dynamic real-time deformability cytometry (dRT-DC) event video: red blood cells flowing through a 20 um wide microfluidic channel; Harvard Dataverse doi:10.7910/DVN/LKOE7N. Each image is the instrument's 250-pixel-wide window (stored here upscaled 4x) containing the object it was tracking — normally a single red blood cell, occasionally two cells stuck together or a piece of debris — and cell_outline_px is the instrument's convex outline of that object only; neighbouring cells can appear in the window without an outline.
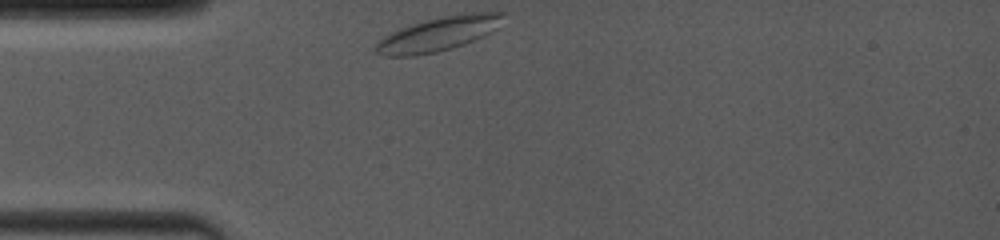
{"species": "common noctule bat (a hibernating species)", "species_latin": "Nyctalus noctula", "temperature_condition": "room temperature", "stored_images_in_passage": 11, "camera_frame_rate_fps": 4000, "um_per_image_px": 0.085, "animal": {"sex": "female", "body_mass_g": 19.0, "forearm_length_mm": 53.3}, "frame": {"image": 1, "passage_image": 1, "time_ms": 0.0, "image_size_px": [1000, 240], "cell_outline_px": [[508, 12], [496, 28], [492, 32], [464, 44], [452, 48], [436, 52], [412, 56], [384, 56], [376, 52], [376, 44], [384, 36], [392, 32], [412, 24], [424, 20], [440, 16], [464, 12]], "centroid_in_image_um": [37.31, 2.86], "position_along_channel_um": 47.7, "area_um2": 25.32}}
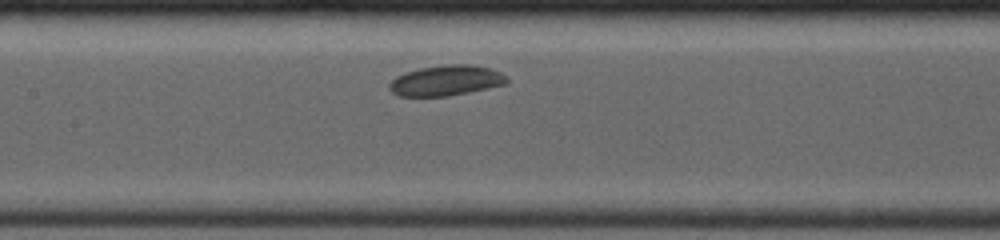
{"frame": {"image": 2, "passage_image": 8, "time_ms": 3.5, "image_size_px": [1000, 240], "cell_outline_px": [[508, 84], [448, 96], [400, 96], [392, 92], [388, 88], [388, 84], [396, 76], [404, 72], [420, 68], [444, 64], [472, 64], [492, 68], [500, 72], [508, 80]], "centroid_in_image_um": [37.91, 6.83], "position_along_channel_um": 169.5, "area_um2": 20.98}}
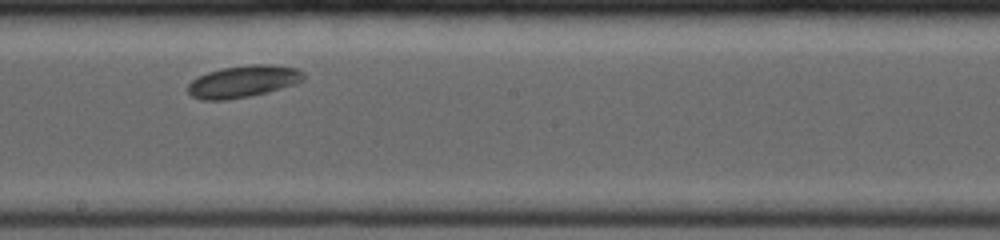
{"frame": {"image": 3, "passage_image": 10, "time_ms": 5.0, "image_size_px": [1000, 240], "cell_outline_px": [[304, 80], [296, 84], [268, 92], [248, 96], [224, 100], [200, 100], [192, 96], [188, 92], [188, 84], [192, 80], [208, 72], [224, 68], [252, 64], [272, 64], [296, 68], [304, 72]], "centroid_in_image_um": [20.7, 6.92], "position_along_channel_um": 227.5, "area_um2": 21.5}}